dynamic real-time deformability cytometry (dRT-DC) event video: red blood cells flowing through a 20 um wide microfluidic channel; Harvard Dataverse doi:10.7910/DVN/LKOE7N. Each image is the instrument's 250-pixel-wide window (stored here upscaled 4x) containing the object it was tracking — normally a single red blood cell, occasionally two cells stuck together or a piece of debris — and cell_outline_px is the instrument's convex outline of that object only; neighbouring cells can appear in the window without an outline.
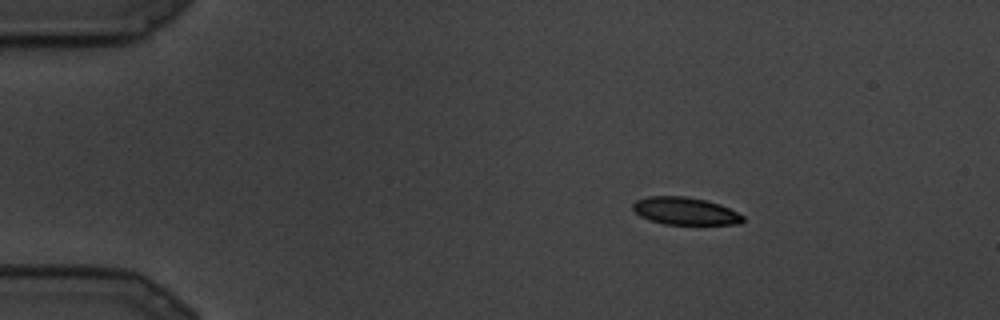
{"species": "common noctule bat (a hibernating species)", "species_latin": "Nyctalus noctula", "temperature_condition": "cold", "stored_images_in_passage": 11, "camera_frame_rate_fps": 3000, "um_per_image_px": 0.085, "animal": {"sex": "male", "body_mass_g": 19.5, "forearm_length_mm": 54.6}, "frame": {"image": 1, "passage_image": 4, "time_ms": 1.0, "image_size_px": [1000, 320], "cell_outline_px": [[744, 220], [740, 224], [664, 224], [648, 220], [640, 216], [632, 208], [632, 204], [636, 200], [648, 196], [684, 196], [704, 200], [720, 204], [744, 216]], "centroid_in_image_um": [58.21, 17.94], "position_along_channel_um": 26.8, "area_um2": 17.57}}
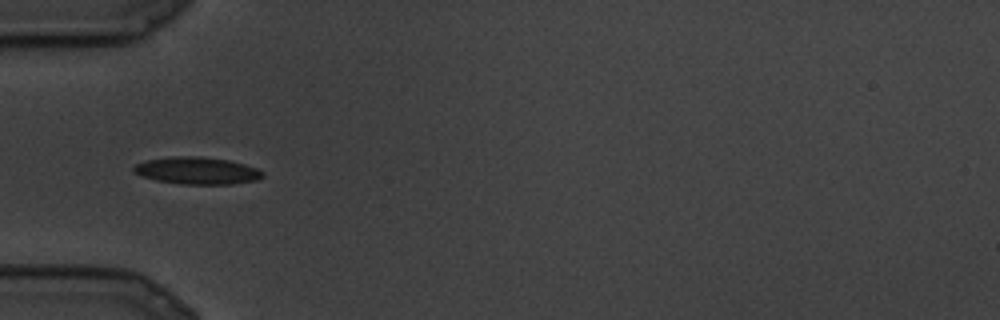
{"frame": {"image": 2, "passage_image": 8, "time_ms": 2.333, "image_size_px": [1000, 320], "cell_outline_px": [[264, 176], [256, 180], [232, 184], [180, 184], [156, 180], [132, 172], [132, 168], [136, 164], [148, 160], [168, 156], [200, 156], [228, 160], [244, 164], [256, 168], [264, 172]], "centroid_in_image_um": [16.75, 14.5], "position_along_channel_um": 68.3, "area_um2": 20.4}}
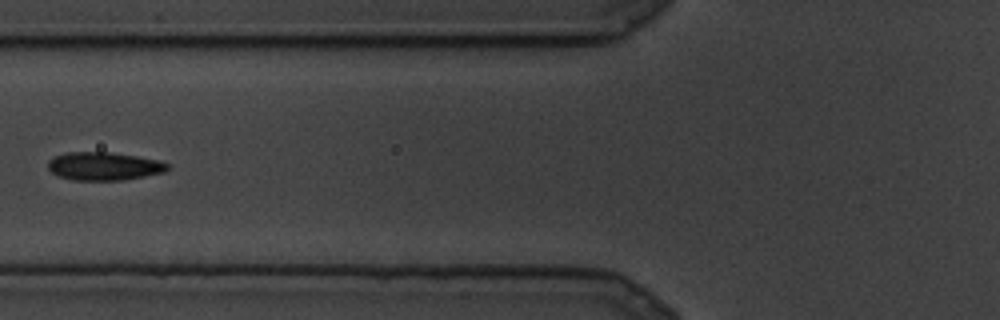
{"frame": {"image": 3, "passage_image": 10, "time_ms": 3.0, "image_size_px": [1000, 320], "cell_outline_px": [[168, 168], [164, 172], [144, 176], [120, 180], [72, 180], [60, 176], [52, 172], [48, 168], [48, 160], [56, 156], [68, 152], [108, 152], [136, 156], [160, 160], [168, 164]], "centroid_in_image_um": [8.83, 14.12], "position_along_channel_um": 117.0, "area_um2": 19.42}}